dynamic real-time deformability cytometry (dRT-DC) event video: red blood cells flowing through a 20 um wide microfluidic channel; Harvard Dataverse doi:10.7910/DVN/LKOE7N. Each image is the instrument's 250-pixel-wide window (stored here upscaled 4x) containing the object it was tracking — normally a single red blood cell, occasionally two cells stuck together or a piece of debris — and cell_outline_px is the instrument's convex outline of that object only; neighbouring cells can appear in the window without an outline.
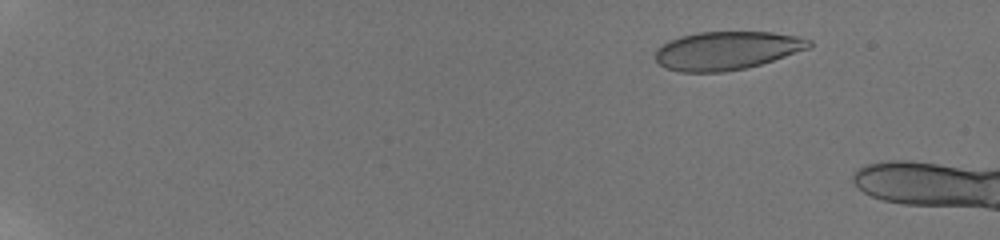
{"species": "human", "species_latin": "Homo sapiens", "temperature_condition": "room temperature", "stored_images_in_passage": 19, "camera_frame_rate_fps": 3000, "um_per_image_px": 0.085, "donor": {"sex": "male"}, "frame": {"image": 1, "passage_image": 9, "time_ms": 2.667, "image_size_px": [1000, 240], "cell_outline_px": [[812, 44], [808, 48], [760, 64], [744, 68], [724, 72], [680, 72], [664, 68], [656, 60], [656, 48], [680, 36], [696, 32], [772, 32], [796, 36], [812, 40]], "centroid_in_image_um": [61.74, 4.3], "position_along_channel_um": 23.3, "area_um2": 34.1}}